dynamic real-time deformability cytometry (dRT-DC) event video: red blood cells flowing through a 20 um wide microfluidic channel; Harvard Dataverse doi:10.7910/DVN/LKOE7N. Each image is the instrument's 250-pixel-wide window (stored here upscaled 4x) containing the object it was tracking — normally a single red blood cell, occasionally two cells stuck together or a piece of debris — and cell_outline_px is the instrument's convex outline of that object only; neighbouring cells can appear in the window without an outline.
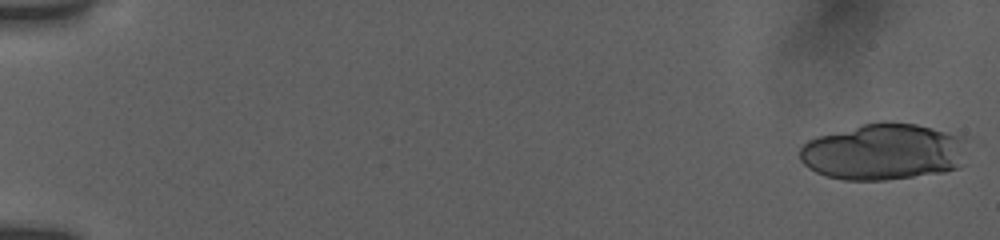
{"species": "human", "species_latin": "Homo sapiens", "temperature_condition": "room temperature", "stored_images_in_passage": 3, "camera_frame_rate_fps": 3000, "um_per_image_px": 0.085, "donor": {"sex": "female"}, "frame": {"image": 1, "passage_image": 1, "time_ms": 0.0, "image_size_px": [1000, 240], "cell_outline_px": [[964, 164], [960, 168], [944, 172], [884, 180], [844, 180], [828, 176], [816, 172], [808, 168], [800, 160], [800, 148], [808, 140], [816, 136], [880, 120], [888, 120], [916, 124], [964, 136]], "centroid_in_image_um": [75.1, 12.89], "position_along_channel_um": 9.9, "area_um2": 55.55}}